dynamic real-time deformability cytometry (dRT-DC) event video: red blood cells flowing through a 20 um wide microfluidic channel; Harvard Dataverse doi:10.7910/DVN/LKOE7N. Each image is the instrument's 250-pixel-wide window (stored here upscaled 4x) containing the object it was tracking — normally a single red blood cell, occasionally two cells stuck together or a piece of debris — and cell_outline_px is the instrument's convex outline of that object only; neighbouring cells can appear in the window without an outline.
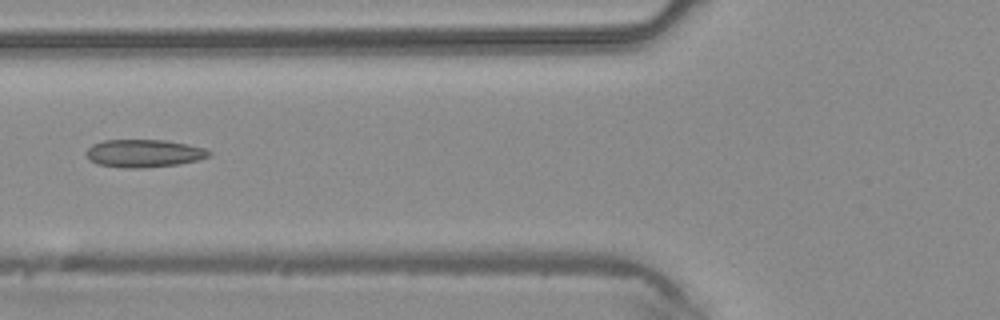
{"species": "common noctule bat (a hibernating species)", "species_latin": "Nyctalus noctula", "temperature_condition": "warm", "stored_images_in_passage": 3, "camera_frame_rate_fps": 3000, "um_per_image_px": 0.085, "animal": {"sex": "male", "body_mass_g": 20.4}, "frame": {"image": 1, "passage_image": 3, "time_ms": 0.667, "image_size_px": [1000, 320], "cell_outline_px": [[212, 156], [180, 164], [144, 168], [124, 168], [96, 164], [88, 160], [88, 148], [92, 144], [104, 140], [164, 140], [188, 144], [204, 148], [212, 152]], "centroid_in_image_um": [12.25, 13.04], "position_along_channel_um": 113.6, "area_um2": 20.0}}